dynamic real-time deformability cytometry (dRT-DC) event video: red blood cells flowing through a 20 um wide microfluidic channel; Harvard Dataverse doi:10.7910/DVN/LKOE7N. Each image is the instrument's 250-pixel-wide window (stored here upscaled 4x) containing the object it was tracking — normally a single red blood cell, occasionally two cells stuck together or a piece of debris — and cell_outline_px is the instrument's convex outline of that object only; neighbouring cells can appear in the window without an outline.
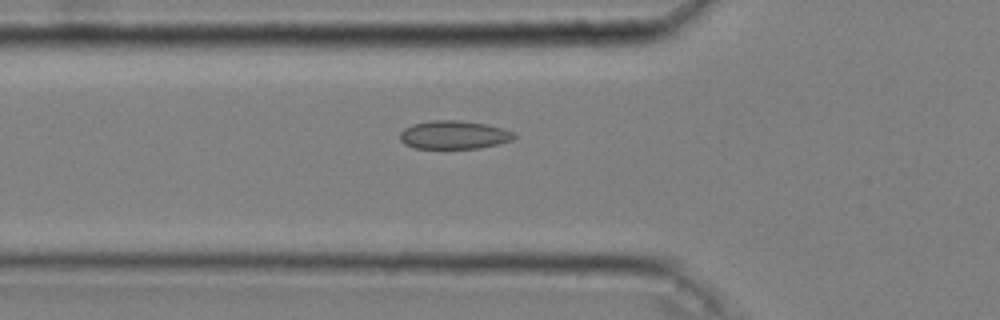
{"species": "common noctule bat (a hibernating species)", "species_latin": "Nyctalus noctula", "temperature_condition": "cold", "stored_images_in_passage": 49, "camera_frame_rate_fps": 3000, "um_per_image_px": 0.085, "animal": {"sex": "male", "body_mass_g": 20.4}, "frame": {"image": 1, "passage_image": 19, "time_ms": 6.0, "image_size_px": [1000, 320], "cell_outline_px": [[516, 136], [512, 140], [496, 144], [476, 148], [416, 148], [404, 144], [400, 140], [400, 132], [404, 128], [412, 124], [432, 120], [456, 120], [488, 124], [504, 128], [516, 132]], "centroid_in_image_um": [38.59, 11.45], "position_along_channel_um": 87.2, "area_um2": 18.9}}
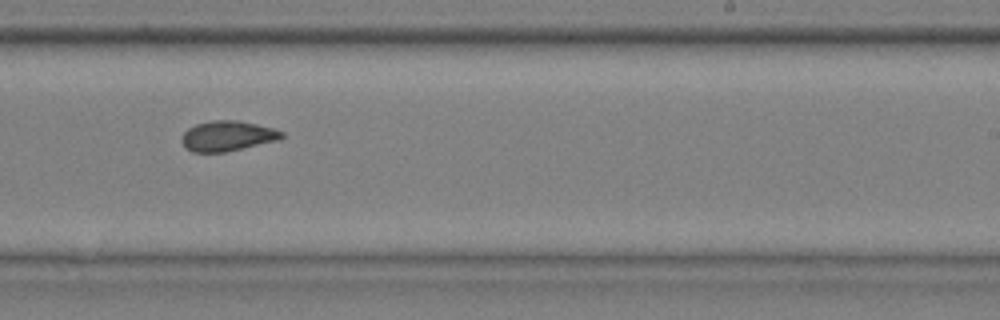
{"frame": {"image": 2, "passage_image": 34, "time_ms": 11.0, "image_size_px": [1000, 320], "cell_outline_px": [[284, 136], [280, 140], [224, 152], [192, 152], [184, 148], [180, 140], [184, 132], [188, 128], [196, 124], [212, 120], [236, 120], [256, 124], [272, 128], [284, 132]], "centroid_in_image_um": [19.31, 11.56], "position_along_channel_um": 269.7, "area_um2": 17.69}}
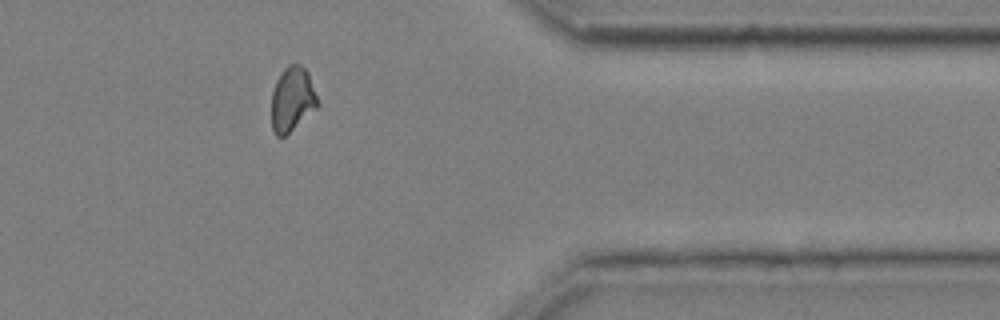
{"frame": {"image": 3, "passage_image": 45, "time_ms": 14.667, "image_size_px": [1000, 320], "cell_outline_px": [[320, 104], [316, 108], [284, 136], [276, 136], [272, 128], [272, 92], [276, 80], [284, 68], [288, 64], [300, 64], [308, 72]], "centroid_in_image_um": [24.84, 8.41], "position_along_channel_um": 386.6, "area_um2": 17.17}, "authors_computed_cell_mechanics": {"area_um2": 18.0336, "velocity_mm_per_s": 3.6432, "shape_relaxation_time_tau1_ms": 10.4053, "shape_relaxation_time_tau2_ms": 2.1428, "deformation_change_tau1": 0.1458, "deformation_change_tau2": 0.0582}}